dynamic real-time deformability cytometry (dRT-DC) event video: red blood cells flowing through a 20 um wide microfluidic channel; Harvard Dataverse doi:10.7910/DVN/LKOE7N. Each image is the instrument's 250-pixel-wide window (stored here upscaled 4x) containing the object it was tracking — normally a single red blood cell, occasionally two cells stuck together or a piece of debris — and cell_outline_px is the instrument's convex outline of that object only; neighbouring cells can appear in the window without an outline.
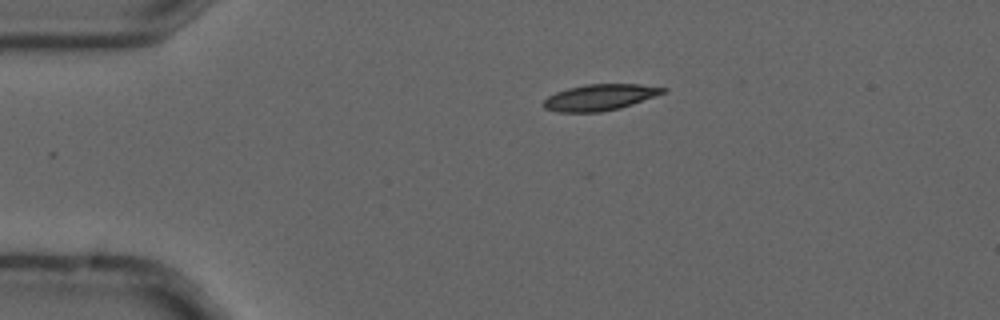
{"species": "common noctule bat (a hibernating species)", "species_latin": "Nyctalus noctula", "temperature_condition": "cold", "stored_images_in_passage": 8, "camera_frame_rate_fps": 3000, "um_per_image_px": 0.085, "animal": {"sex": "male", "forearm_length_mm": 52.5}, "frame": {"image": 1, "passage_image": 2, "time_ms": 0.333, "image_size_px": [1000, 320], "cell_outline_px": [[668, 92], [620, 108], [600, 112], [556, 112], [544, 108], [540, 104], [548, 96], [556, 92], [568, 88], [588, 84], [640, 84], [668, 88]], "centroid_in_image_um": [50.99, 8.27], "position_along_channel_um": 34.0, "area_um2": 18.38}}
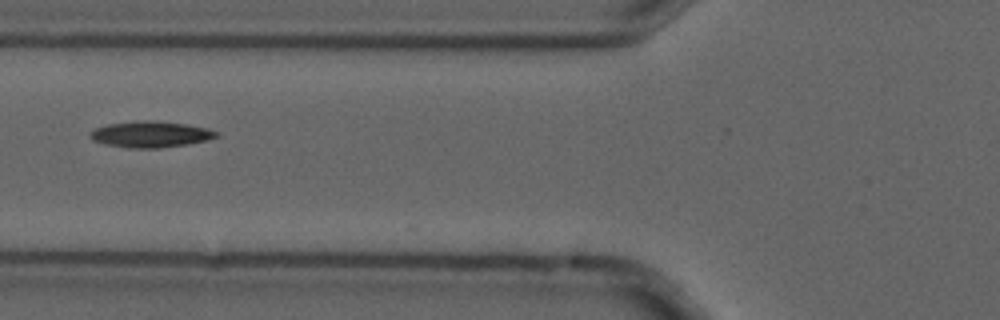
{"frame": {"image": 2, "passage_image": 4, "time_ms": 1.0, "image_size_px": [1000, 320], "cell_outline_px": [[220, 136], [208, 140], [188, 144], [160, 148], [128, 148], [104, 144], [92, 140], [88, 132], [96, 128], [108, 124], [136, 120], [152, 120], [184, 124], [208, 128], [216, 132]], "centroid_in_image_um": [12.78, 11.42], "position_along_channel_um": 113.0, "area_um2": 19.36}}
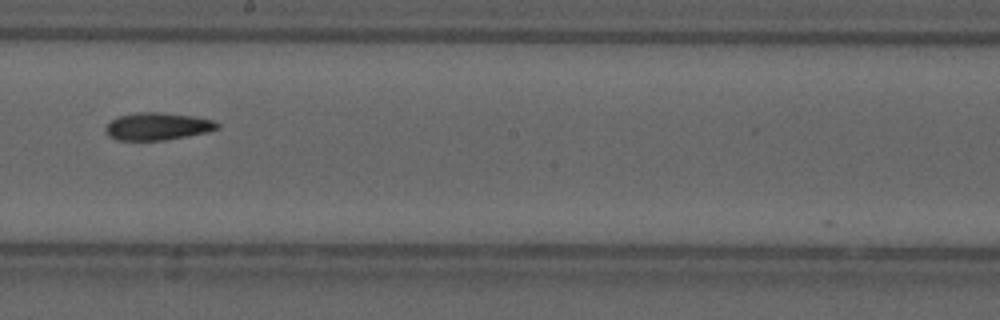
{"frame": {"image": 3, "passage_image": 7, "time_ms": 2.0, "image_size_px": [1000, 320], "cell_outline_px": [[220, 128], [208, 132], [164, 140], [116, 140], [108, 136], [104, 132], [104, 128], [116, 116], [136, 112], [160, 112], [192, 116], [212, 120], [220, 124]], "centroid_in_image_um": [13.35, 10.74], "position_along_channel_um": 234.8, "area_um2": 17.98}}